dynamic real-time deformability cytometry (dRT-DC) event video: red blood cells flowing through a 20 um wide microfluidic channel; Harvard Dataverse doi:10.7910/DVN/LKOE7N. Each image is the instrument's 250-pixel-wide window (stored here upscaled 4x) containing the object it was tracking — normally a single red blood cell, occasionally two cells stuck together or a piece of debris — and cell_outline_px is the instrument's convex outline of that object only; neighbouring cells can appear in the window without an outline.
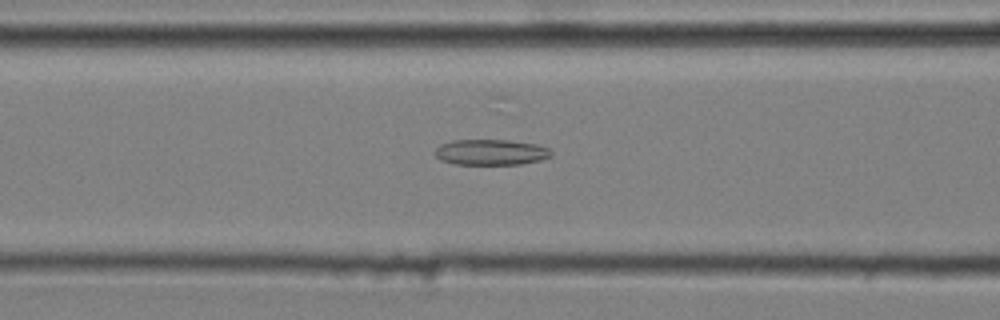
{"species": "common noctule bat (a hibernating species)", "species_latin": "Nyctalus noctula", "temperature_condition": "cold", "stored_images_in_passage": 51, "camera_frame_rate_fps": 3000, "um_per_image_px": 0.085, "animal": {"sex": "male", "body_mass_g": 20.4}, "frame": {"image": 1, "passage_image": 22, "time_ms": 7.0, "image_size_px": [1000, 320], "cell_outline_px": [[552, 156], [540, 160], [520, 164], [456, 164], [440, 160], [436, 156], [436, 148], [440, 144], [452, 140], [508, 140], [536, 144], [548, 148], [552, 152]], "centroid_in_image_um": [41.72, 12.93], "position_along_channel_um": 124.9, "area_um2": 17.34}}
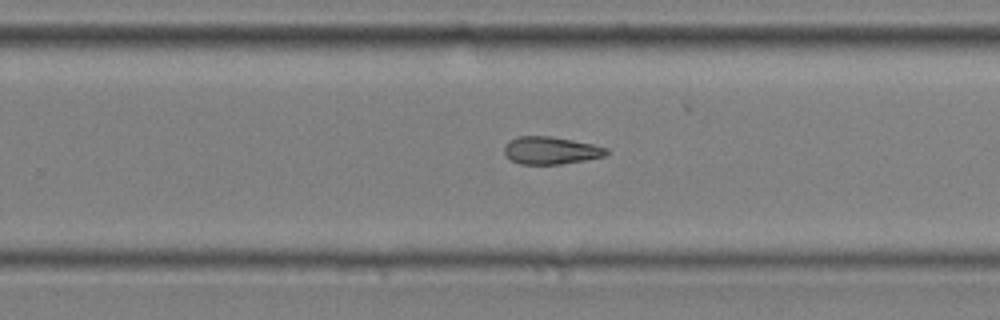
{"frame": {"image": 2, "passage_image": 35, "time_ms": 11.333, "image_size_px": [1000, 320], "cell_outline_px": [[608, 152], [604, 156], [584, 160], [560, 164], [520, 164], [512, 160], [504, 152], [504, 148], [516, 136], [552, 136], [592, 144], [608, 148]], "centroid_in_image_um": [46.83, 12.78], "position_along_channel_um": 283.0, "area_um2": 16.13}}
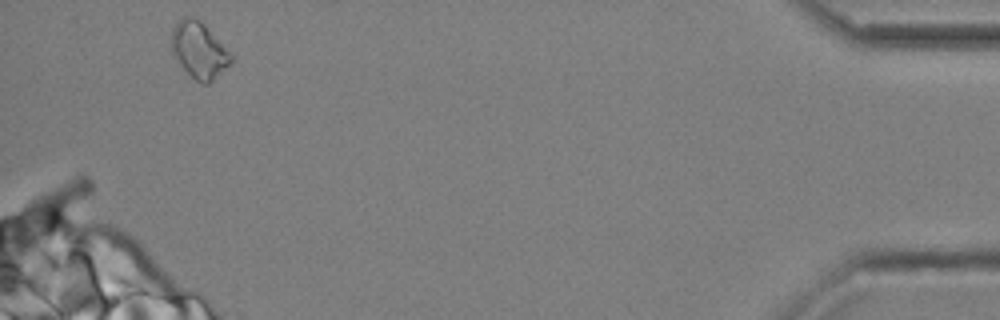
{"frame": {"image": 3, "passage_image": 51, "time_ms": 16.667, "image_size_px": [1000, 320], "cell_outline_px": [[232, 60], [208, 84], [204, 84], [196, 80], [180, 64], [172, 52], [172, 28], [184, 16], [192, 16], [200, 20], [204, 24], [232, 56]], "centroid_in_image_um": [16.89, 4.23], "position_along_channel_um": 418.3, "area_um2": 18.73}, "authors_computed_cell_mechanics": {"area_um2": 17.2244, "velocity_mm_per_s": 3.6544, "shape_relaxation_time_tau1_ms": null, "shape_relaxation_time_tau2_ms": 4.6476, "deformation_change_tau1": null, "deformation_change_tau2": 0.1426}}